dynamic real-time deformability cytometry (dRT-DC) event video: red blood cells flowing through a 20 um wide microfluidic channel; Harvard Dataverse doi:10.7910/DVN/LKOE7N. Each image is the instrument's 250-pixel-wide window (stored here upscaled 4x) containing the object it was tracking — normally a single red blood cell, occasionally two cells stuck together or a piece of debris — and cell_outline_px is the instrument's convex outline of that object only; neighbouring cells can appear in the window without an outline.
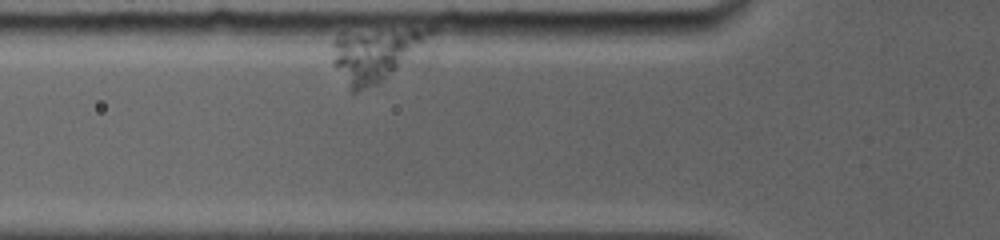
{"species": "common noctule bat (a hibernating species)", "species_latin": "Nyctalus noctula", "temperature_condition": "room temperature", "stored_images_in_passage": 33, "camera_frame_rate_fps": 5000, "um_per_image_px": 0.085, "animal": {"sex": "female", "body_mass_g": 19.0, "forearm_length_mm": 56.7}, "frame": {"image": 1, "passage_image": 4, "time_ms": 1.2, "image_size_px": [1000, 240], "cell_outline_px": [[432, 32], [392, 72], [376, 84], [356, 92], [352, 92], [332, 64], [332, 40], [340, 32], [412, 28], [432, 28]], "centroid_in_image_um": [31.72, 4.58], "position_along_channel_um": 94.1, "area_um2": 28.96}}
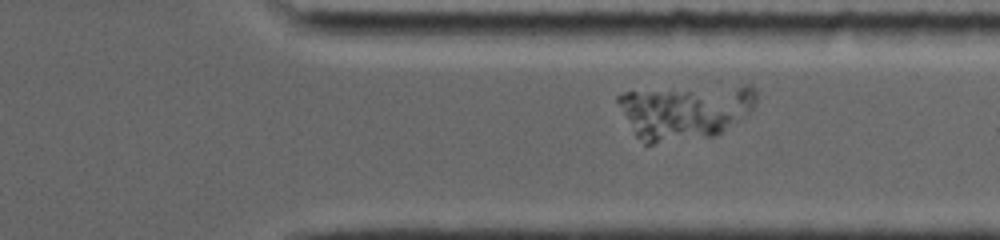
{"frame": {"image": 2, "passage_image": 26, "time_ms": 9.2, "image_size_px": [1000, 240], "cell_outline_px": [[728, 120], [724, 128], [716, 136], [652, 144], [644, 144], [636, 136], [616, 100], [616, 96], [624, 92], [688, 92], [728, 116]], "centroid_in_image_um": [56.96, 9.9], "position_along_channel_um": 354.4, "area_um2": 31.39}}